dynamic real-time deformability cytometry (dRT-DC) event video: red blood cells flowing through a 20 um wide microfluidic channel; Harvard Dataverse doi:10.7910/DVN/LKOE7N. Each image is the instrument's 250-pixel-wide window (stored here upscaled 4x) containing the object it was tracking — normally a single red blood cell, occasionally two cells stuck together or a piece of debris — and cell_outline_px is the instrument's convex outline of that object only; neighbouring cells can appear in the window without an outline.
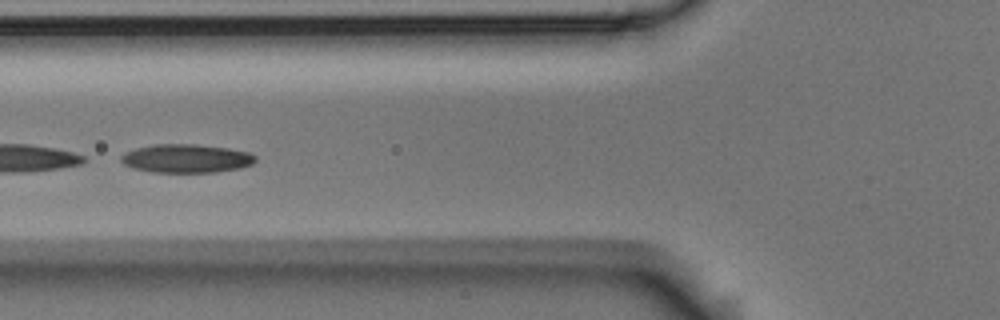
{"species": "Egyptian fruit bat (a non-hibernating species)", "species_latin": "Rousettus aegyptiacus", "temperature_condition": "room temperature", "stored_images_in_passage": 8, "camera_frame_rate_fps": 3000, "um_per_image_px": 0.085, "animal": {"sex": "male"}, "frame": {"image": 1, "passage_image": 4, "time_ms": 1.0, "image_size_px": [1000, 320], "cell_outline_px": [[256, 160], [252, 164], [240, 168], [216, 172], [152, 172], [132, 168], [124, 164], [120, 160], [120, 156], [124, 152], [136, 148], [156, 144], [196, 144], [228, 148], [248, 152], [256, 156]], "centroid_in_image_um": [15.82, 13.47], "position_along_channel_um": 110.0, "area_um2": 22.43}}
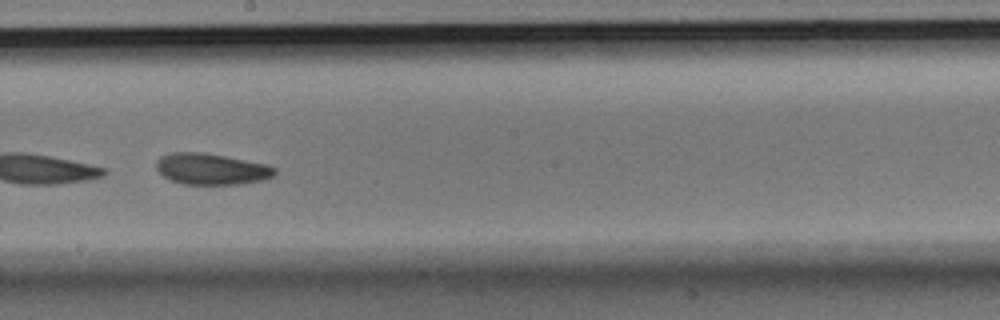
{"frame": {"image": 2, "passage_image": 7, "time_ms": 2.0, "image_size_px": [1000, 320], "cell_outline_px": [[276, 172], [272, 176], [264, 180], [240, 184], [184, 184], [172, 180], [164, 176], [156, 168], [156, 160], [160, 156], [172, 152], [204, 152], [268, 164], [276, 168]], "centroid_in_image_um": [17.98, 14.35], "position_along_channel_um": 230.2, "area_um2": 21.62}}
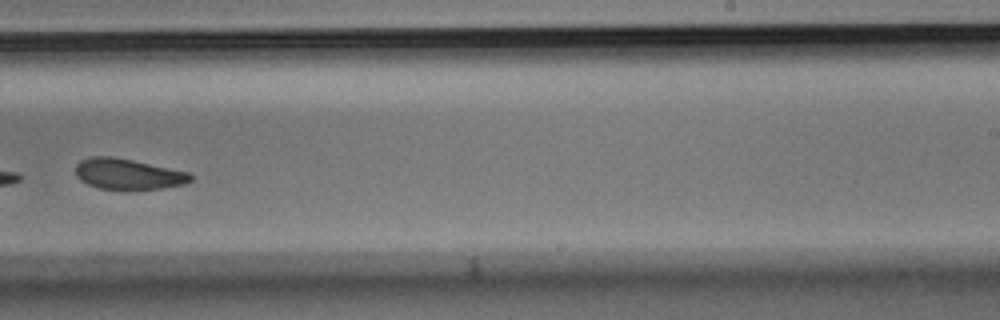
{"frame": {"image": 3, "passage_image": 8, "time_ms": 2.333, "image_size_px": [1000, 320], "cell_outline_px": [[192, 180], [184, 184], [160, 188], [128, 192], [124, 192], [100, 188], [88, 184], [80, 180], [76, 176], [76, 164], [80, 160], [88, 156], [112, 156], [132, 160], [188, 172], [192, 176]], "centroid_in_image_um": [10.84, 14.82], "position_along_channel_um": 278.2, "area_um2": 21.1}}